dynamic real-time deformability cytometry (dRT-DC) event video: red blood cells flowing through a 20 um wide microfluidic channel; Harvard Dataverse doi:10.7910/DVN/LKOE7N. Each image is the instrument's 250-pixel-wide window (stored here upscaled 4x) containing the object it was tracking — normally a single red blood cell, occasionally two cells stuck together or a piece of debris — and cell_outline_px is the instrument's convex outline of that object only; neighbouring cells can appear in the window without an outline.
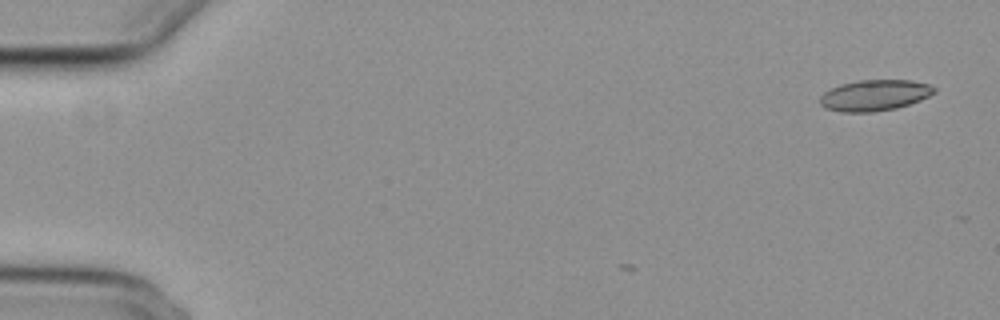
{"species": "common noctule bat (a hibernating species)", "species_latin": "Nyctalus noctula", "temperature_condition": "cold", "stored_images_in_passage": 7, "camera_frame_rate_fps": 3000, "um_per_image_px": 0.085, "animal": {"sex": "female", "body_mass_g": 29.2, "forearm_length_mm": 56.3}, "frame": {"image": 1, "passage_image": 1, "time_ms": 0.0, "image_size_px": [1000, 320], "cell_outline_px": [[936, 92], [920, 100], [896, 108], [872, 112], [840, 112], [824, 108], [820, 104], [820, 96], [824, 92], [840, 84], [860, 80], [912, 80], [928, 84], [936, 88]], "centroid_in_image_um": [74.32, 8.1], "position_along_channel_um": 10.7, "area_um2": 20.63}}